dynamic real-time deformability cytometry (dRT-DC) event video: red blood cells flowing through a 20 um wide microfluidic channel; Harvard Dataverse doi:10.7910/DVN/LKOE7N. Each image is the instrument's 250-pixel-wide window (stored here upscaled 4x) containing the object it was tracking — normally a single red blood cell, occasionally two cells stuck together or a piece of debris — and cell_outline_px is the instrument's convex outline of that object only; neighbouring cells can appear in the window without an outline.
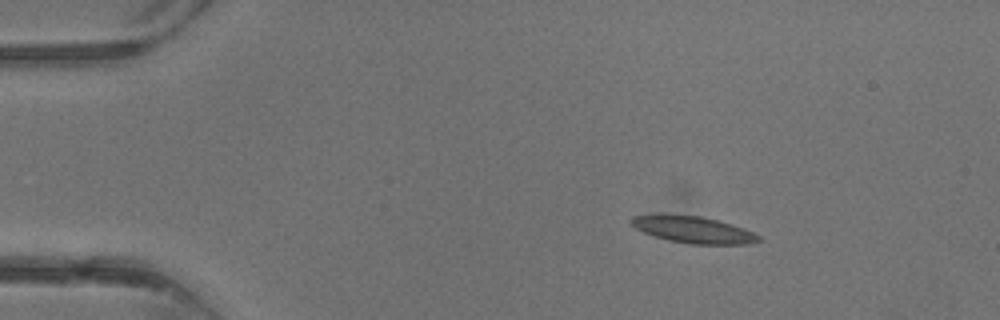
{"species": "common noctule bat (a hibernating species)", "species_latin": "Nyctalus noctula", "temperature_condition": "warm", "stored_images_in_passage": 3, "camera_frame_rate_fps": 3000, "um_per_image_px": 0.085, "animal": {"sex": "male", "body_mass_g": 13.3}, "frame": {"image": 1, "passage_image": 1, "time_ms": 0.0, "image_size_px": [1000, 320], "cell_outline_px": [[764, 240], [748, 244], [692, 244], [668, 240], [644, 232], [628, 224], [628, 220], [632, 216], [700, 216], [716, 220], [744, 228], [760, 236]], "centroid_in_image_um": [58.97, 19.55], "position_along_channel_um": 26.0, "area_um2": 19.31}}
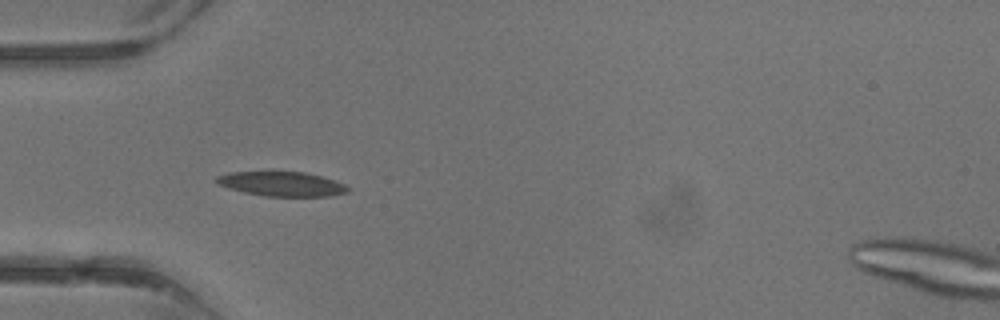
{"frame": {"image": 2, "passage_image": 3, "time_ms": 2.0, "image_size_px": [1000, 320], "cell_outline_px": [[352, 188], [348, 192], [332, 196], [264, 196], [244, 192], [220, 184], [216, 180], [216, 176], [228, 172], [304, 172], [320, 176], [344, 184]], "centroid_in_image_um": [24.0, 15.64], "position_along_channel_um": 61.0, "area_um2": 18.5}}